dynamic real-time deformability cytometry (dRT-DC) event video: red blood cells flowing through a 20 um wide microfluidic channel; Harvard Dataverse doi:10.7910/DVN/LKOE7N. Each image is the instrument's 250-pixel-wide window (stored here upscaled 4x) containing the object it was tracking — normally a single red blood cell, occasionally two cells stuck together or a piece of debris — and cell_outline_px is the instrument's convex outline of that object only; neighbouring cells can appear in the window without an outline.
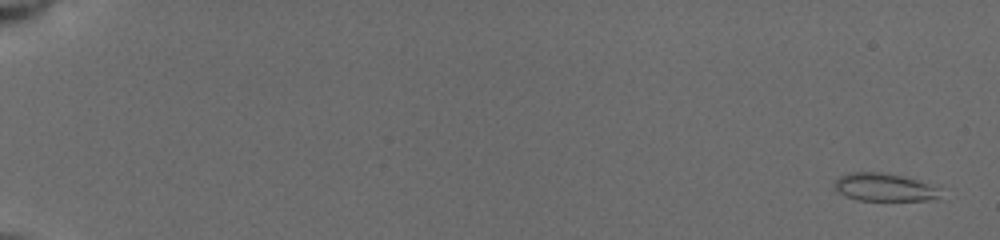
{"species": "common noctule bat (a hibernating species)", "species_latin": "Nyctalus noctula", "temperature_condition": "cold", "stored_images_in_passage": 42, "camera_frame_rate_fps": 3000, "um_per_image_px": 0.085, "animal": {"sex": "female", "body_mass_g": 19.5, "forearm_length_mm": 54.1}, "frame": {"image": 1, "passage_image": 2, "time_ms": 0.667, "image_size_px": [1000, 240], "cell_outline_px": [[940, 188], [936, 196], [932, 200], [856, 200], [840, 192], [836, 188], [836, 180], [840, 176], [848, 172], [880, 172], [904, 176]], "centroid_in_image_um": [75.14, 15.91], "position_along_channel_um": 9.9, "area_um2": 16.76}}
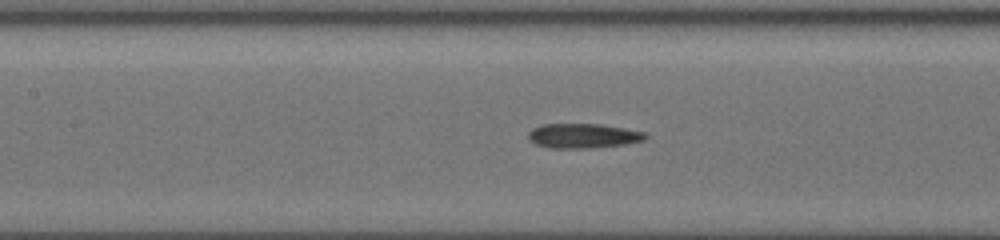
{"frame": {"image": 2, "passage_image": 20, "time_ms": 9.333, "image_size_px": [1000, 240], "cell_outline_px": [[648, 136], [644, 140], [624, 144], [588, 148], [548, 148], [536, 144], [528, 140], [528, 132], [532, 128], [540, 124], [600, 124], [648, 132]], "centroid_in_image_um": [49.54, 11.54], "position_along_channel_um": 157.9, "area_um2": 16.94}}
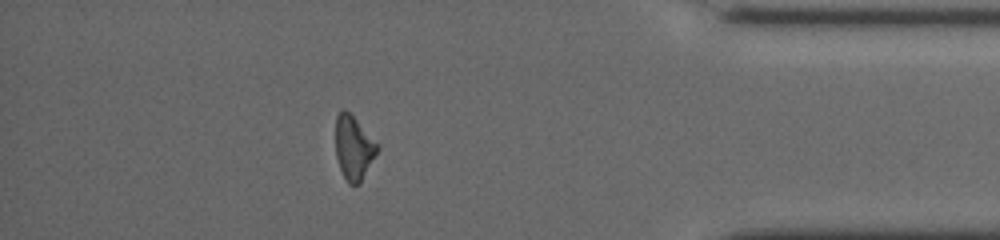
{"frame": {"image": 3, "passage_image": 37, "time_ms": 16.333, "image_size_px": [1000, 240], "cell_outline_px": [[380, 148], [360, 184], [348, 184], [340, 168], [336, 156], [336, 116], [344, 108], [380, 144]], "centroid_in_image_um": [30.09, 12.57], "position_along_channel_um": 405.1, "area_um2": 15.55}, "authors_computed_cell_mechanics": {"area_um2": 16.6753, "velocity_mm_per_s": 3.9434, "shape_relaxation_time_tau1_ms": 9.0439, "shape_relaxation_time_tau2_ms": 6.804, "deformation_change_tau1": 0.1517, "deformation_change_tau2": 0.1693}}